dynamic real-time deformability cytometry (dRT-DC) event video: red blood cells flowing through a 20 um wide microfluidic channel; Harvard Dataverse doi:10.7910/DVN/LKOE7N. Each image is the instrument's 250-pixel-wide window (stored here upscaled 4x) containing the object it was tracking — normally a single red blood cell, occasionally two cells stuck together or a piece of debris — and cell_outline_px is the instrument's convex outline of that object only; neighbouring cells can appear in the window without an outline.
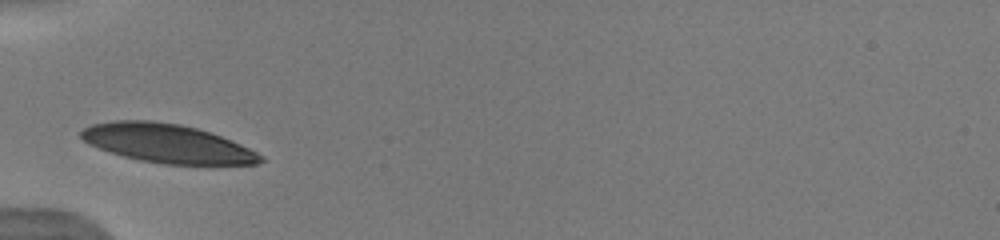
{"species": "human", "species_latin": "Homo sapiens", "temperature_condition": "warm", "stored_images_in_passage": 28, "camera_frame_rate_fps": 3000, "um_per_image_px": 0.085, "donor": {"sex": "male"}, "frame": {"image": 1, "passage_image": 1, "time_ms": 0.0, "image_size_px": [1000, 240], "cell_outline_px": [[264, 160], [256, 164], [164, 164], [140, 160], [124, 156], [88, 144], [80, 136], [80, 132], [84, 128], [92, 124], [116, 120], [152, 120], [180, 124], [196, 128], [220, 136], [240, 144], [264, 156]], "centroid_in_image_um": [14.2, 12.18], "position_along_channel_um": 70.8, "area_um2": 40.06}}
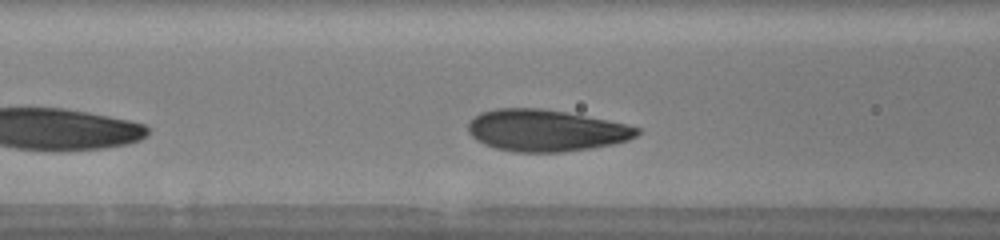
{"frame": {"image": 2, "passage_image": 5, "time_ms": 1.333, "image_size_px": [1000, 240], "cell_outline_px": [[640, 132], [636, 136], [628, 140], [612, 144], [592, 148], [564, 152], [516, 152], [496, 148], [484, 144], [476, 140], [468, 132], [468, 124], [480, 112], [496, 108], [540, 108], [564, 112], [608, 120], [628, 124], [640, 128]], "centroid_in_image_um": [46.4, 11.09], "position_along_channel_um": 120.2, "area_um2": 41.04}}
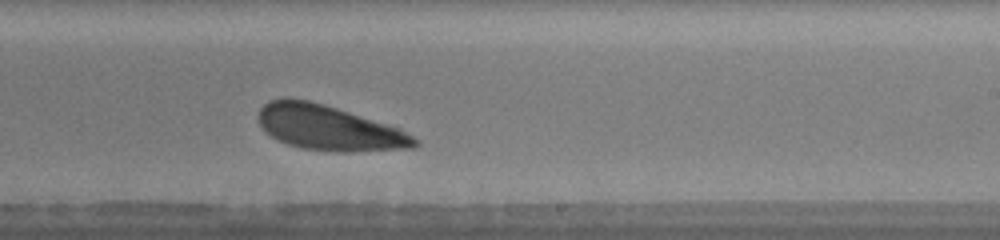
{"frame": {"image": 3, "passage_image": 16, "time_ms": 5.0, "image_size_px": [1000, 240], "cell_outline_px": [[420, 144], [416, 148], [348, 152], [336, 152], [300, 148], [288, 144], [272, 136], [260, 124], [260, 108], [268, 100], [308, 100], [324, 104], [400, 128], [420, 140]], "centroid_in_image_um": [28.06, 10.9], "position_along_channel_um": 260.9, "area_um2": 40.46}, "authors_computed_cell_mechanics": {"area_um2": 41.5871, "velocity_mm_per_s": 3.8506, "shape_relaxation_time_tau1_ms": 1.6904, "shape_relaxation_time_tau2_ms": null, "deformation_change_tau1": 0.0999, "deformation_change_tau2": null}}